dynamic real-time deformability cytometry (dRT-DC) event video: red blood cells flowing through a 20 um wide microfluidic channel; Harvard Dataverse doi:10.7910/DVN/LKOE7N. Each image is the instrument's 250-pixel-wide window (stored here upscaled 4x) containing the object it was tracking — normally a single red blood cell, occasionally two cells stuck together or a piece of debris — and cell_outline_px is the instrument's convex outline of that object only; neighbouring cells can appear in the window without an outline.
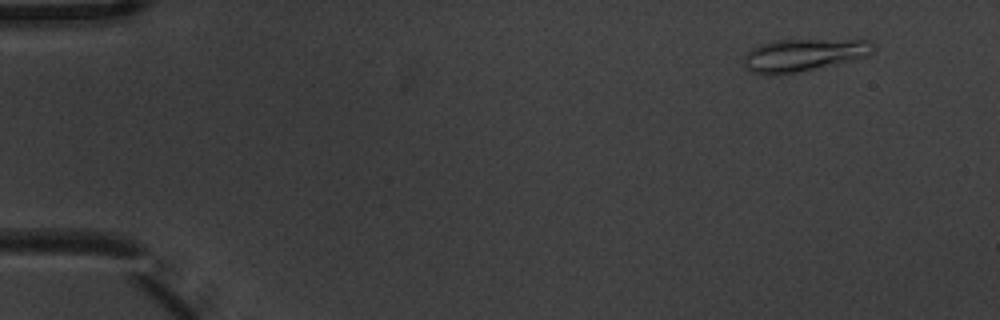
{"species": "common noctule bat (a hibernating species)", "species_latin": "Nyctalus noctula", "temperature_condition": "warm", "stored_images_in_passage": 5, "camera_frame_rate_fps": 3000, "um_per_image_px": 0.085, "animal": {"sex": "male", "body_mass_g": 20.1, "forearm_length_mm": 53.5}, "frame": {"image": 1, "passage_image": 2, "time_ms": 0.333, "image_size_px": [1000, 320], "cell_outline_px": [[872, 52], [868, 56], [836, 64], [796, 72], [772, 76], [768, 76], [748, 72], [744, 68], [744, 56], [752, 48], [760, 44], [772, 40], [868, 40], [872, 44]], "centroid_in_image_um": [68.21, 4.69], "position_along_channel_um": 16.8, "area_um2": 24.57}}